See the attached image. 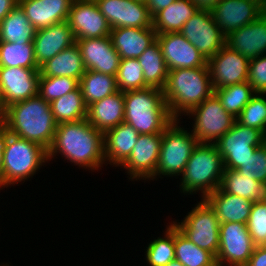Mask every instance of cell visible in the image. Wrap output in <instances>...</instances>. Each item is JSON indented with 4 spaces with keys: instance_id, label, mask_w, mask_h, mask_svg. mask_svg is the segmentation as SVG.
Here are the masks:
<instances>
[{
    "instance_id": "1",
    "label": "cell",
    "mask_w": 266,
    "mask_h": 266,
    "mask_svg": "<svg viewBox=\"0 0 266 266\" xmlns=\"http://www.w3.org/2000/svg\"><path fill=\"white\" fill-rule=\"evenodd\" d=\"M74 165L91 171L105 165L104 133L86 119L58 124L55 137L48 150V162L57 154Z\"/></svg>"
},
{
    "instance_id": "2",
    "label": "cell",
    "mask_w": 266,
    "mask_h": 266,
    "mask_svg": "<svg viewBox=\"0 0 266 266\" xmlns=\"http://www.w3.org/2000/svg\"><path fill=\"white\" fill-rule=\"evenodd\" d=\"M0 125L12 135L37 143L47 151L53 143L57 127L50 102L40 95L6 107Z\"/></svg>"
},
{
    "instance_id": "3",
    "label": "cell",
    "mask_w": 266,
    "mask_h": 266,
    "mask_svg": "<svg viewBox=\"0 0 266 266\" xmlns=\"http://www.w3.org/2000/svg\"><path fill=\"white\" fill-rule=\"evenodd\" d=\"M163 94L174 119H181L182 114L186 116L192 108L214 94L208 64L169 70Z\"/></svg>"
},
{
    "instance_id": "4",
    "label": "cell",
    "mask_w": 266,
    "mask_h": 266,
    "mask_svg": "<svg viewBox=\"0 0 266 266\" xmlns=\"http://www.w3.org/2000/svg\"><path fill=\"white\" fill-rule=\"evenodd\" d=\"M124 122L139 134H159L174 120L170 115L163 90L148 87L123 92Z\"/></svg>"
},
{
    "instance_id": "5",
    "label": "cell",
    "mask_w": 266,
    "mask_h": 266,
    "mask_svg": "<svg viewBox=\"0 0 266 266\" xmlns=\"http://www.w3.org/2000/svg\"><path fill=\"white\" fill-rule=\"evenodd\" d=\"M224 171V161L215 143H198L181 175L179 190L185 195L201 192L204 199L220 187Z\"/></svg>"
},
{
    "instance_id": "6",
    "label": "cell",
    "mask_w": 266,
    "mask_h": 266,
    "mask_svg": "<svg viewBox=\"0 0 266 266\" xmlns=\"http://www.w3.org/2000/svg\"><path fill=\"white\" fill-rule=\"evenodd\" d=\"M44 163H48L44 147L4 130L2 189L32 178Z\"/></svg>"
},
{
    "instance_id": "7",
    "label": "cell",
    "mask_w": 266,
    "mask_h": 266,
    "mask_svg": "<svg viewBox=\"0 0 266 266\" xmlns=\"http://www.w3.org/2000/svg\"><path fill=\"white\" fill-rule=\"evenodd\" d=\"M179 121L174 119L163 131L155 179L157 176H181L199 143L192 132L180 126Z\"/></svg>"
},
{
    "instance_id": "8",
    "label": "cell",
    "mask_w": 266,
    "mask_h": 266,
    "mask_svg": "<svg viewBox=\"0 0 266 266\" xmlns=\"http://www.w3.org/2000/svg\"><path fill=\"white\" fill-rule=\"evenodd\" d=\"M181 222L172 223L195 245L211 252L215 257L219 250L220 221L210 205L200 199Z\"/></svg>"
},
{
    "instance_id": "9",
    "label": "cell",
    "mask_w": 266,
    "mask_h": 266,
    "mask_svg": "<svg viewBox=\"0 0 266 266\" xmlns=\"http://www.w3.org/2000/svg\"><path fill=\"white\" fill-rule=\"evenodd\" d=\"M186 115L189 118L194 117L191 132L199 143H215L236 121L234 116L226 112L215 94L192 108Z\"/></svg>"
},
{
    "instance_id": "10",
    "label": "cell",
    "mask_w": 266,
    "mask_h": 266,
    "mask_svg": "<svg viewBox=\"0 0 266 266\" xmlns=\"http://www.w3.org/2000/svg\"><path fill=\"white\" fill-rule=\"evenodd\" d=\"M265 142L266 136L260 130L235 121L215 145L223 158L225 169L237 170Z\"/></svg>"
},
{
    "instance_id": "11",
    "label": "cell",
    "mask_w": 266,
    "mask_h": 266,
    "mask_svg": "<svg viewBox=\"0 0 266 266\" xmlns=\"http://www.w3.org/2000/svg\"><path fill=\"white\" fill-rule=\"evenodd\" d=\"M256 245L244 223H220L217 266H245Z\"/></svg>"
},
{
    "instance_id": "12",
    "label": "cell",
    "mask_w": 266,
    "mask_h": 266,
    "mask_svg": "<svg viewBox=\"0 0 266 266\" xmlns=\"http://www.w3.org/2000/svg\"><path fill=\"white\" fill-rule=\"evenodd\" d=\"M207 60L225 45L226 37L214 22L211 11L198 10L179 31Z\"/></svg>"
},
{
    "instance_id": "13",
    "label": "cell",
    "mask_w": 266,
    "mask_h": 266,
    "mask_svg": "<svg viewBox=\"0 0 266 266\" xmlns=\"http://www.w3.org/2000/svg\"><path fill=\"white\" fill-rule=\"evenodd\" d=\"M163 133L140 134L129 157L119 166L131 181L154 180Z\"/></svg>"
},
{
    "instance_id": "14",
    "label": "cell",
    "mask_w": 266,
    "mask_h": 266,
    "mask_svg": "<svg viewBox=\"0 0 266 266\" xmlns=\"http://www.w3.org/2000/svg\"><path fill=\"white\" fill-rule=\"evenodd\" d=\"M265 11L266 5L260 0H221L213 7L211 14L226 37L253 22Z\"/></svg>"
},
{
    "instance_id": "15",
    "label": "cell",
    "mask_w": 266,
    "mask_h": 266,
    "mask_svg": "<svg viewBox=\"0 0 266 266\" xmlns=\"http://www.w3.org/2000/svg\"><path fill=\"white\" fill-rule=\"evenodd\" d=\"M67 22L75 40L107 37L111 32L94 0H73Z\"/></svg>"
},
{
    "instance_id": "16",
    "label": "cell",
    "mask_w": 266,
    "mask_h": 266,
    "mask_svg": "<svg viewBox=\"0 0 266 266\" xmlns=\"http://www.w3.org/2000/svg\"><path fill=\"white\" fill-rule=\"evenodd\" d=\"M250 60L224 45L208 59V67L214 90L247 82Z\"/></svg>"
},
{
    "instance_id": "17",
    "label": "cell",
    "mask_w": 266,
    "mask_h": 266,
    "mask_svg": "<svg viewBox=\"0 0 266 266\" xmlns=\"http://www.w3.org/2000/svg\"><path fill=\"white\" fill-rule=\"evenodd\" d=\"M111 29L152 27V16L145 3L135 0H94Z\"/></svg>"
},
{
    "instance_id": "18",
    "label": "cell",
    "mask_w": 266,
    "mask_h": 266,
    "mask_svg": "<svg viewBox=\"0 0 266 266\" xmlns=\"http://www.w3.org/2000/svg\"><path fill=\"white\" fill-rule=\"evenodd\" d=\"M39 78V69L0 67V86L5 107L38 95Z\"/></svg>"
},
{
    "instance_id": "19",
    "label": "cell",
    "mask_w": 266,
    "mask_h": 266,
    "mask_svg": "<svg viewBox=\"0 0 266 266\" xmlns=\"http://www.w3.org/2000/svg\"><path fill=\"white\" fill-rule=\"evenodd\" d=\"M168 70L206 66L208 60L180 33L157 34Z\"/></svg>"
},
{
    "instance_id": "20",
    "label": "cell",
    "mask_w": 266,
    "mask_h": 266,
    "mask_svg": "<svg viewBox=\"0 0 266 266\" xmlns=\"http://www.w3.org/2000/svg\"><path fill=\"white\" fill-rule=\"evenodd\" d=\"M86 70L116 76L121 57L114 49L110 36L76 40Z\"/></svg>"
},
{
    "instance_id": "21",
    "label": "cell",
    "mask_w": 266,
    "mask_h": 266,
    "mask_svg": "<svg viewBox=\"0 0 266 266\" xmlns=\"http://www.w3.org/2000/svg\"><path fill=\"white\" fill-rule=\"evenodd\" d=\"M225 45L249 60L266 54V11L227 35Z\"/></svg>"
},
{
    "instance_id": "22",
    "label": "cell",
    "mask_w": 266,
    "mask_h": 266,
    "mask_svg": "<svg viewBox=\"0 0 266 266\" xmlns=\"http://www.w3.org/2000/svg\"><path fill=\"white\" fill-rule=\"evenodd\" d=\"M75 43V37L67 21L36 30L33 44L37 65L40 67Z\"/></svg>"
},
{
    "instance_id": "23",
    "label": "cell",
    "mask_w": 266,
    "mask_h": 266,
    "mask_svg": "<svg viewBox=\"0 0 266 266\" xmlns=\"http://www.w3.org/2000/svg\"><path fill=\"white\" fill-rule=\"evenodd\" d=\"M72 2L73 0H18L36 30L67 21Z\"/></svg>"
},
{
    "instance_id": "24",
    "label": "cell",
    "mask_w": 266,
    "mask_h": 266,
    "mask_svg": "<svg viewBox=\"0 0 266 266\" xmlns=\"http://www.w3.org/2000/svg\"><path fill=\"white\" fill-rule=\"evenodd\" d=\"M109 36L121 59L138 58L157 39L153 26L113 28Z\"/></svg>"
},
{
    "instance_id": "25",
    "label": "cell",
    "mask_w": 266,
    "mask_h": 266,
    "mask_svg": "<svg viewBox=\"0 0 266 266\" xmlns=\"http://www.w3.org/2000/svg\"><path fill=\"white\" fill-rule=\"evenodd\" d=\"M125 104L123 92L107 96L87 108L86 120L97 130L105 133L108 129L124 122Z\"/></svg>"
},
{
    "instance_id": "26",
    "label": "cell",
    "mask_w": 266,
    "mask_h": 266,
    "mask_svg": "<svg viewBox=\"0 0 266 266\" xmlns=\"http://www.w3.org/2000/svg\"><path fill=\"white\" fill-rule=\"evenodd\" d=\"M204 200L210 205L220 223L238 222L246 224L253 201L224 192L220 187Z\"/></svg>"
},
{
    "instance_id": "27",
    "label": "cell",
    "mask_w": 266,
    "mask_h": 266,
    "mask_svg": "<svg viewBox=\"0 0 266 266\" xmlns=\"http://www.w3.org/2000/svg\"><path fill=\"white\" fill-rule=\"evenodd\" d=\"M140 134L129 124L123 122L104 133L105 163L120 166L131 154Z\"/></svg>"
},
{
    "instance_id": "28",
    "label": "cell",
    "mask_w": 266,
    "mask_h": 266,
    "mask_svg": "<svg viewBox=\"0 0 266 266\" xmlns=\"http://www.w3.org/2000/svg\"><path fill=\"white\" fill-rule=\"evenodd\" d=\"M40 74L49 77H71L80 81L86 72L80 49L75 43L40 66Z\"/></svg>"
},
{
    "instance_id": "29",
    "label": "cell",
    "mask_w": 266,
    "mask_h": 266,
    "mask_svg": "<svg viewBox=\"0 0 266 266\" xmlns=\"http://www.w3.org/2000/svg\"><path fill=\"white\" fill-rule=\"evenodd\" d=\"M197 11V6L191 0H176L152 18L153 29L157 34L179 32Z\"/></svg>"
},
{
    "instance_id": "30",
    "label": "cell",
    "mask_w": 266,
    "mask_h": 266,
    "mask_svg": "<svg viewBox=\"0 0 266 266\" xmlns=\"http://www.w3.org/2000/svg\"><path fill=\"white\" fill-rule=\"evenodd\" d=\"M36 29L17 4L0 22V41L18 45L33 43Z\"/></svg>"
},
{
    "instance_id": "31",
    "label": "cell",
    "mask_w": 266,
    "mask_h": 266,
    "mask_svg": "<svg viewBox=\"0 0 266 266\" xmlns=\"http://www.w3.org/2000/svg\"><path fill=\"white\" fill-rule=\"evenodd\" d=\"M137 59L143 69L145 83L149 87L163 90L166 85L169 70L158 41L156 40L151 44Z\"/></svg>"
},
{
    "instance_id": "32",
    "label": "cell",
    "mask_w": 266,
    "mask_h": 266,
    "mask_svg": "<svg viewBox=\"0 0 266 266\" xmlns=\"http://www.w3.org/2000/svg\"><path fill=\"white\" fill-rule=\"evenodd\" d=\"M56 124L76 122L87 117V108L80 86L50 102Z\"/></svg>"
},
{
    "instance_id": "33",
    "label": "cell",
    "mask_w": 266,
    "mask_h": 266,
    "mask_svg": "<svg viewBox=\"0 0 266 266\" xmlns=\"http://www.w3.org/2000/svg\"><path fill=\"white\" fill-rule=\"evenodd\" d=\"M264 187L260 181L240 174L237 170L225 169L220 188L229 194L243 197L250 201H263Z\"/></svg>"
},
{
    "instance_id": "34",
    "label": "cell",
    "mask_w": 266,
    "mask_h": 266,
    "mask_svg": "<svg viewBox=\"0 0 266 266\" xmlns=\"http://www.w3.org/2000/svg\"><path fill=\"white\" fill-rule=\"evenodd\" d=\"M79 86L87 106L118 91L116 76L93 70H86L80 78Z\"/></svg>"
},
{
    "instance_id": "35",
    "label": "cell",
    "mask_w": 266,
    "mask_h": 266,
    "mask_svg": "<svg viewBox=\"0 0 266 266\" xmlns=\"http://www.w3.org/2000/svg\"><path fill=\"white\" fill-rule=\"evenodd\" d=\"M175 259L185 266H217L216 257L191 242L174 225Z\"/></svg>"
},
{
    "instance_id": "36",
    "label": "cell",
    "mask_w": 266,
    "mask_h": 266,
    "mask_svg": "<svg viewBox=\"0 0 266 266\" xmlns=\"http://www.w3.org/2000/svg\"><path fill=\"white\" fill-rule=\"evenodd\" d=\"M0 67L40 69L34 56V44L18 45L0 41Z\"/></svg>"
},
{
    "instance_id": "37",
    "label": "cell",
    "mask_w": 266,
    "mask_h": 266,
    "mask_svg": "<svg viewBox=\"0 0 266 266\" xmlns=\"http://www.w3.org/2000/svg\"><path fill=\"white\" fill-rule=\"evenodd\" d=\"M227 113L237 118L244 106L256 94L248 82H242L214 90Z\"/></svg>"
},
{
    "instance_id": "38",
    "label": "cell",
    "mask_w": 266,
    "mask_h": 266,
    "mask_svg": "<svg viewBox=\"0 0 266 266\" xmlns=\"http://www.w3.org/2000/svg\"><path fill=\"white\" fill-rule=\"evenodd\" d=\"M163 237L150 241L145 251L149 266H165L175 259L174 224L169 222Z\"/></svg>"
},
{
    "instance_id": "39",
    "label": "cell",
    "mask_w": 266,
    "mask_h": 266,
    "mask_svg": "<svg viewBox=\"0 0 266 266\" xmlns=\"http://www.w3.org/2000/svg\"><path fill=\"white\" fill-rule=\"evenodd\" d=\"M119 91L141 90L148 88L143 77V69L137 58L121 59L116 75Z\"/></svg>"
},
{
    "instance_id": "40",
    "label": "cell",
    "mask_w": 266,
    "mask_h": 266,
    "mask_svg": "<svg viewBox=\"0 0 266 266\" xmlns=\"http://www.w3.org/2000/svg\"><path fill=\"white\" fill-rule=\"evenodd\" d=\"M236 121L243 126L256 128L266 136V94L256 93Z\"/></svg>"
},
{
    "instance_id": "41",
    "label": "cell",
    "mask_w": 266,
    "mask_h": 266,
    "mask_svg": "<svg viewBox=\"0 0 266 266\" xmlns=\"http://www.w3.org/2000/svg\"><path fill=\"white\" fill-rule=\"evenodd\" d=\"M78 86L79 81L71 77H49L40 74L38 95L45 101L51 102L75 90Z\"/></svg>"
},
{
    "instance_id": "42",
    "label": "cell",
    "mask_w": 266,
    "mask_h": 266,
    "mask_svg": "<svg viewBox=\"0 0 266 266\" xmlns=\"http://www.w3.org/2000/svg\"><path fill=\"white\" fill-rule=\"evenodd\" d=\"M246 226L254 244L264 245L266 242V203L264 201L253 202Z\"/></svg>"
},
{
    "instance_id": "43",
    "label": "cell",
    "mask_w": 266,
    "mask_h": 266,
    "mask_svg": "<svg viewBox=\"0 0 266 266\" xmlns=\"http://www.w3.org/2000/svg\"><path fill=\"white\" fill-rule=\"evenodd\" d=\"M237 171L244 176L266 184V142L258 147Z\"/></svg>"
},
{
    "instance_id": "44",
    "label": "cell",
    "mask_w": 266,
    "mask_h": 266,
    "mask_svg": "<svg viewBox=\"0 0 266 266\" xmlns=\"http://www.w3.org/2000/svg\"><path fill=\"white\" fill-rule=\"evenodd\" d=\"M247 82L255 93L266 94V54L250 60Z\"/></svg>"
},
{
    "instance_id": "45",
    "label": "cell",
    "mask_w": 266,
    "mask_h": 266,
    "mask_svg": "<svg viewBox=\"0 0 266 266\" xmlns=\"http://www.w3.org/2000/svg\"><path fill=\"white\" fill-rule=\"evenodd\" d=\"M245 266H266V246H256Z\"/></svg>"
},
{
    "instance_id": "46",
    "label": "cell",
    "mask_w": 266,
    "mask_h": 266,
    "mask_svg": "<svg viewBox=\"0 0 266 266\" xmlns=\"http://www.w3.org/2000/svg\"><path fill=\"white\" fill-rule=\"evenodd\" d=\"M176 0H147L145 3L152 18L160 11L168 7Z\"/></svg>"
},
{
    "instance_id": "47",
    "label": "cell",
    "mask_w": 266,
    "mask_h": 266,
    "mask_svg": "<svg viewBox=\"0 0 266 266\" xmlns=\"http://www.w3.org/2000/svg\"><path fill=\"white\" fill-rule=\"evenodd\" d=\"M18 4V0H0V22Z\"/></svg>"
},
{
    "instance_id": "48",
    "label": "cell",
    "mask_w": 266,
    "mask_h": 266,
    "mask_svg": "<svg viewBox=\"0 0 266 266\" xmlns=\"http://www.w3.org/2000/svg\"><path fill=\"white\" fill-rule=\"evenodd\" d=\"M198 10L211 11L221 0H191Z\"/></svg>"
},
{
    "instance_id": "49",
    "label": "cell",
    "mask_w": 266,
    "mask_h": 266,
    "mask_svg": "<svg viewBox=\"0 0 266 266\" xmlns=\"http://www.w3.org/2000/svg\"><path fill=\"white\" fill-rule=\"evenodd\" d=\"M4 128L0 125V190L2 189Z\"/></svg>"
},
{
    "instance_id": "50",
    "label": "cell",
    "mask_w": 266,
    "mask_h": 266,
    "mask_svg": "<svg viewBox=\"0 0 266 266\" xmlns=\"http://www.w3.org/2000/svg\"><path fill=\"white\" fill-rule=\"evenodd\" d=\"M5 110H6V107L4 105V97H3L2 89L0 86V122L4 116Z\"/></svg>"
},
{
    "instance_id": "51",
    "label": "cell",
    "mask_w": 266,
    "mask_h": 266,
    "mask_svg": "<svg viewBox=\"0 0 266 266\" xmlns=\"http://www.w3.org/2000/svg\"><path fill=\"white\" fill-rule=\"evenodd\" d=\"M165 266H185L184 264H182L180 261L174 259L171 262H169L167 265Z\"/></svg>"
},
{
    "instance_id": "52",
    "label": "cell",
    "mask_w": 266,
    "mask_h": 266,
    "mask_svg": "<svg viewBox=\"0 0 266 266\" xmlns=\"http://www.w3.org/2000/svg\"><path fill=\"white\" fill-rule=\"evenodd\" d=\"M263 201L266 203V184H265V187H264V199Z\"/></svg>"
},
{
    "instance_id": "53",
    "label": "cell",
    "mask_w": 266,
    "mask_h": 266,
    "mask_svg": "<svg viewBox=\"0 0 266 266\" xmlns=\"http://www.w3.org/2000/svg\"><path fill=\"white\" fill-rule=\"evenodd\" d=\"M135 1H140V2H143V3L147 2V0H135Z\"/></svg>"
},
{
    "instance_id": "54",
    "label": "cell",
    "mask_w": 266,
    "mask_h": 266,
    "mask_svg": "<svg viewBox=\"0 0 266 266\" xmlns=\"http://www.w3.org/2000/svg\"><path fill=\"white\" fill-rule=\"evenodd\" d=\"M260 1H262L266 5V0H260Z\"/></svg>"
}]
</instances>
